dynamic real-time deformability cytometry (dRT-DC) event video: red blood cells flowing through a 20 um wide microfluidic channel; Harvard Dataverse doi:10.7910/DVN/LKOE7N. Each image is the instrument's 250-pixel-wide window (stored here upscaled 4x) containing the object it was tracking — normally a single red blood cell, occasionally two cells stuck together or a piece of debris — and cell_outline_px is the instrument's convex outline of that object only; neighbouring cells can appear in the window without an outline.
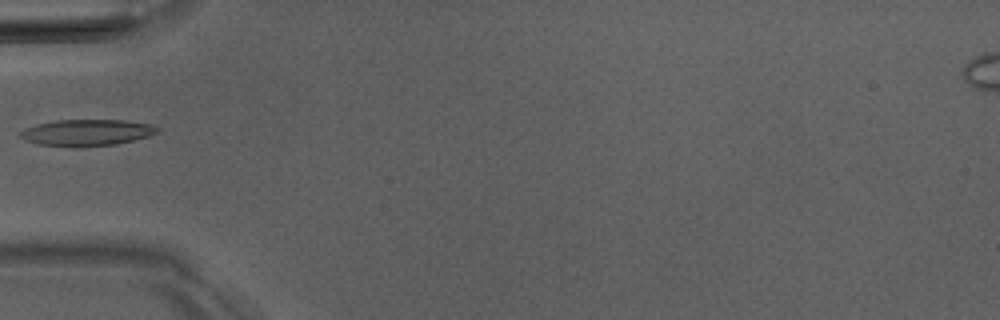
{"species": "Egyptian fruit bat (a non-hibernating species)", "species_latin": "Rousettus aegyptiacus", "temperature_condition": "room temperature", "stored_images_in_passage": 5, "camera_frame_rate_fps": 3000, "um_per_image_px": 0.085, "animal": {"sex": "male"}, "frame": {"image": 1, "passage_image": 5, "time_ms": 5.333, "image_size_px": [1000, 320], "cell_outline_px": [[160, 128], [156, 132], [148, 136], [116, 144], [72, 148], [36, 144], [20, 136], [20, 132], [24, 128], [36, 124], [56, 120], [124, 120], [152, 124]], "centroid_in_image_um": [7.35, 11.27], "position_along_channel_um": 77.6, "area_um2": 21.21}}